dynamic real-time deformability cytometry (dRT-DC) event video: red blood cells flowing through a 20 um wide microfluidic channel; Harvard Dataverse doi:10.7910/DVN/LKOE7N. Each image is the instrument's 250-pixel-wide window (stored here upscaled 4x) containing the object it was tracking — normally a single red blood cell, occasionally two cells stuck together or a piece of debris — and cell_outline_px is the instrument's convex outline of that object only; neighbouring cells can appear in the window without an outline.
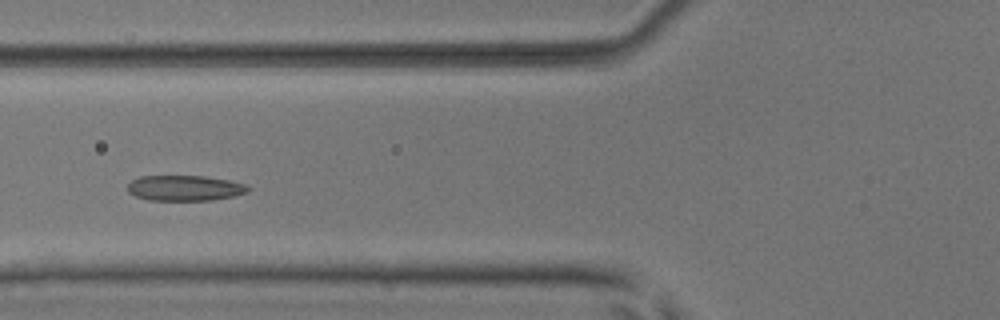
{"species": "common noctule bat (a hibernating species)", "species_latin": "Nyctalus noctula", "temperature_condition": "room temperature", "stored_images_in_passage": 7, "camera_frame_rate_fps": 3000, "um_per_image_px": 0.085, "animal": {"sex": "male", "body_mass_g": 17.9, "forearm_length_mm": 54.2}, "frame": {"image": 1, "passage_image": 5, "time_ms": 1.333, "image_size_px": [1000, 320], "cell_outline_px": [[252, 188], [248, 192], [232, 196], [212, 200], [148, 200], [136, 196], [128, 192], [128, 184], [132, 180], [140, 176], [204, 176], [228, 180], [244, 184]], "centroid_in_image_um": [15.7, 15.98], "position_along_channel_um": 110.1, "area_um2": 17.8}}
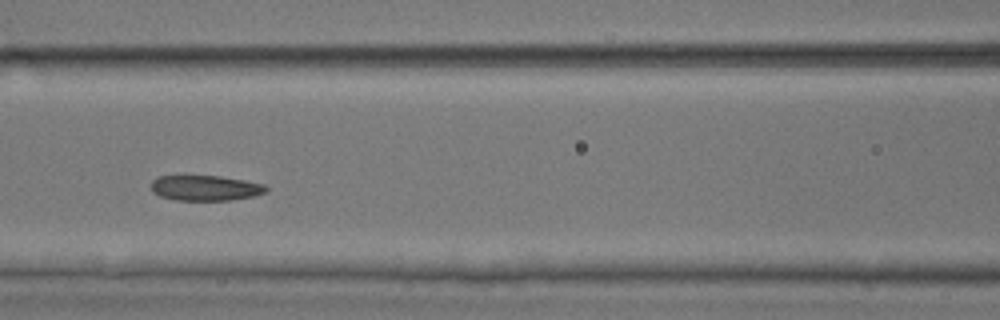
{"frame": {"image": 2, "passage_image": 6, "time_ms": 1.667, "image_size_px": [1000, 320], "cell_outline_px": [[268, 192], [256, 196], [232, 200], [176, 200], [160, 196], [152, 192], [152, 180], [156, 176], [220, 176], [244, 180], [264, 184], [268, 188]], "centroid_in_image_um": [17.49, 15.98], "position_along_channel_um": 149.1, "area_um2": 17.11}}
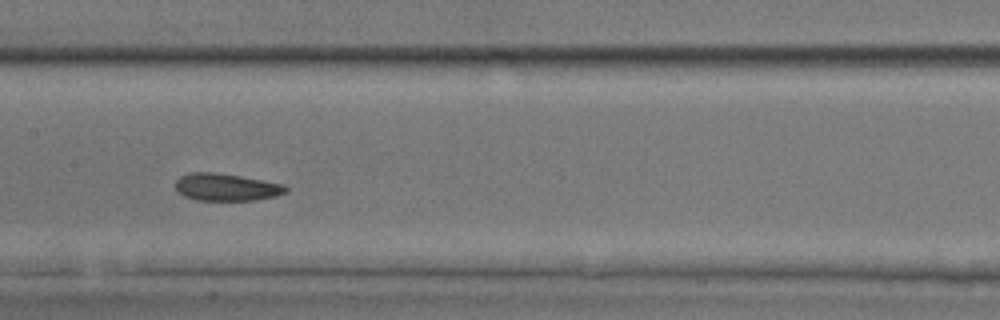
{"frame": {"image": 3, "passage_image": 7, "time_ms": 2.0, "image_size_px": [1000, 320], "cell_outline_px": [[288, 192], [276, 196], [256, 200], [196, 200], [184, 196], [176, 188], [176, 180], [180, 176], [192, 172], [216, 172], [240, 176], [284, 184], [288, 188]], "centroid_in_image_um": [19.26, 15.91], "position_along_channel_um": 188.1, "area_um2": 17.57}}